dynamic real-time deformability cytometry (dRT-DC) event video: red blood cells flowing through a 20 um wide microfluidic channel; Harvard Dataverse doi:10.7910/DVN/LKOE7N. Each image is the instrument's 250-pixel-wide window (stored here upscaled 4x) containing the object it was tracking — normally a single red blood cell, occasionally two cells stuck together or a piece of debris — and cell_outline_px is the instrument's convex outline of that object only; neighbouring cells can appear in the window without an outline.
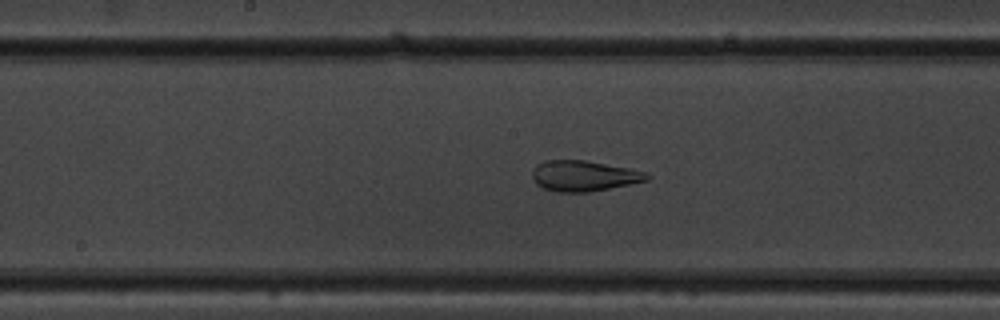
{"species": "common noctule bat (a hibernating species)", "species_latin": "Nyctalus noctula", "temperature_condition": "warm", "stored_images_in_passage": 26, "camera_frame_rate_fps": 3000, "um_per_image_px": 0.085, "animal": {"sex": "male", "body_mass_g": 19.5, "forearm_length_mm": 54.6}, "frame": {"image": 1, "passage_image": 12, "time_ms": 3.667, "image_size_px": [1000, 320], "cell_outline_px": [[652, 176], [648, 180], [588, 192], [556, 192], [544, 188], [536, 184], [532, 180], [532, 168], [536, 164], [544, 160], [584, 160], [628, 168], [644, 172]], "centroid_in_image_um": [49.56, 14.94], "position_along_channel_um": 198.6, "area_um2": 20.4}}
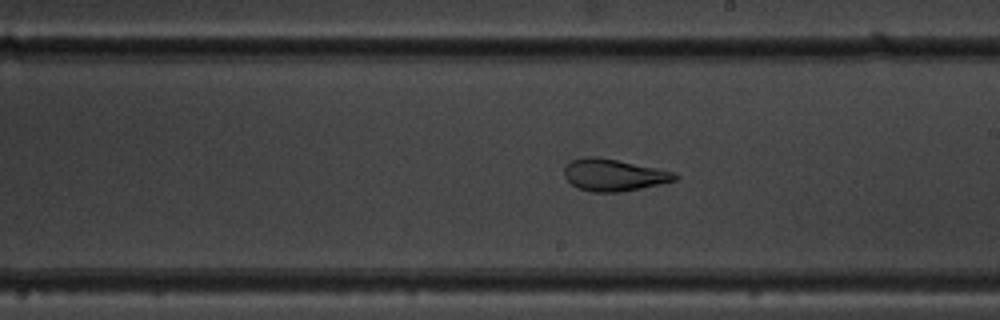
{"frame": {"image": 2, "passage_image": 15, "time_ms": 4.667, "image_size_px": [1000, 320], "cell_outline_px": [[680, 176], [676, 180], [660, 184], [620, 192], [592, 192], [576, 188], [564, 176], [564, 168], [572, 160], [588, 156], [596, 156], [676, 172]], "centroid_in_image_um": [52.17, 14.88], "position_along_channel_um": 236.8, "area_um2": 20.52}}
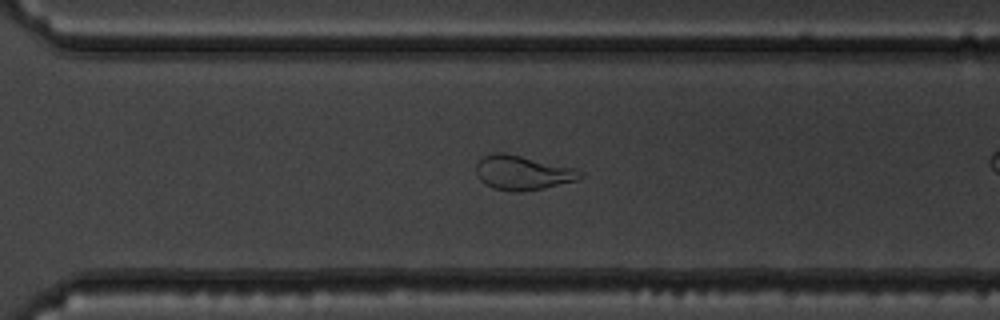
{"frame": {"image": 3, "passage_image": 22, "time_ms": 7.0, "image_size_px": [1000, 320], "cell_outline_px": [[584, 176], [580, 180], [544, 188], [520, 192], [512, 192], [492, 188], [484, 184], [480, 180], [476, 172], [476, 164], [484, 156], [492, 152], [504, 152], [576, 168]], "centroid_in_image_um": [44.42, 14.69], "position_along_channel_um": 326.2, "area_um2": 21.1}}